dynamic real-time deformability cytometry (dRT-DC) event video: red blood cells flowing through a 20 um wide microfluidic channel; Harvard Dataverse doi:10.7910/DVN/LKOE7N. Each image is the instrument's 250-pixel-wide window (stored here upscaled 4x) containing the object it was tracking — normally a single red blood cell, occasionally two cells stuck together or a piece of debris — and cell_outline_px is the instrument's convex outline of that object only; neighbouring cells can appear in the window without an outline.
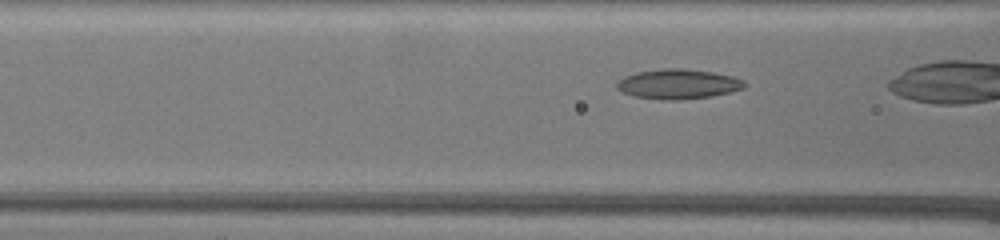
{"species": "common noctule bat (a hibernating species)", "species_latin": "Nyctalus noctula", "temperature_condition": "warm", "stored_images_in_passage": 38, "camera_frame_rate_fps": 3000, "um_per_image_px": 0.085, "animal": {"sex": "female", "body_mass_g": 19.5, "forearm_length_mm": 54.1}, "frame": {"image": 1, "passage_image": 12, "time_ms": 3.667, "image_size_px": [1000, 240], "cell_outline_px": [[744, 88], [712, 96], [672, 100], [668, 100], [632, 96], [616, 88], [616, 84], [624, 76], [636, 72], [664, 68], [684, 68], [712, 72], [732, 76], [744, 80]], "centroid_in_image_um": [57.62, 7.13], "position_along_channel_um": 109.0, "area_um2": 21.96}}
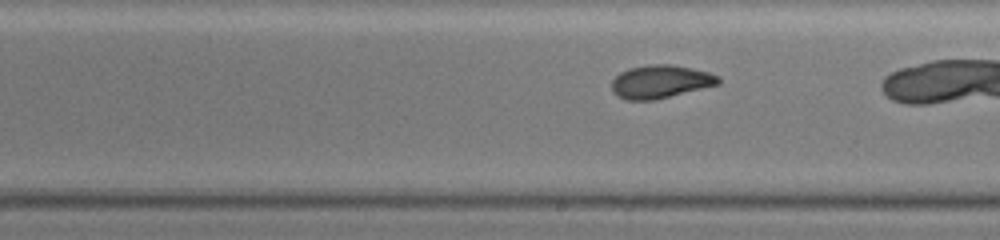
{"frame": {"image": 2, "passage_image": 24, "time_ms": 7.667, "image_size_px": [1000, 240], "cell_outline_px": [[720, 84], [656, 100], [624, 100], [616, 96], [612, 92], [612, 80], [620, 72], [628, 68], [652, 64], [672, 64], [708, 72], [720, 76]], "centroid_in_image_um": [56.12, 6.95], "position_along_channel_um": 232.9, "area_um2": 20.81}}
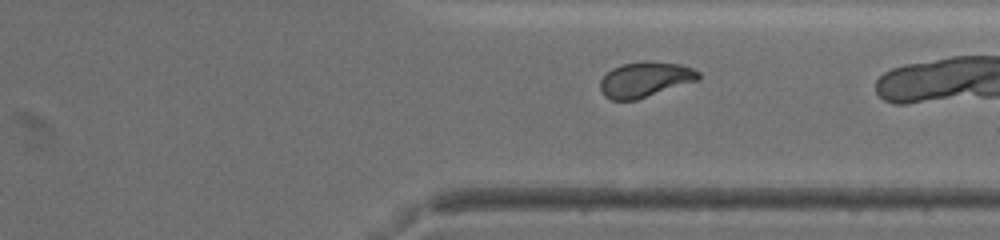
{"frame": {"image": 3, "passage_image": 36, "time_ms": 11.667, "image_size_px": [1000, 240], "cell_outline_px": [[700, 76], [696, 80], [636, 100], [612, 100], [604, 96], [600, 92], [600, 80], [612, 68], [620, 64], [648, 60], [680, 64], [692, 68], [700, 72]], "centroid_in_image_um": [54.79, 6.74], "position_along_channel_um": 356.6, "area_um2": 20.11}}